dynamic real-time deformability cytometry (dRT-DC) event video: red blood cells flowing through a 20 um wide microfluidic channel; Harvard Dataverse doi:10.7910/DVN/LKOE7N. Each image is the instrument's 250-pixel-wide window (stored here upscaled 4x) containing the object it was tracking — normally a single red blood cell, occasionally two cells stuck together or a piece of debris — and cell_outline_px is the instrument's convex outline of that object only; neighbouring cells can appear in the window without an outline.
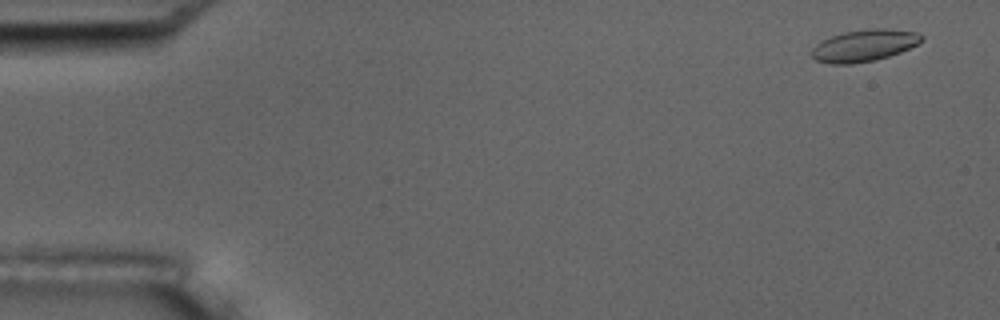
{"species": "common noctule bat (a hibernating species)", "species_latin": "Nyctalus noctula", "temperature_condition": "room temperature", "stored_images_in_passage": 5, "camera_frame_rate_fps": 3000, "um_per_image_px": 0.085, "animal": {"sex": "male", "body_mass_g": 17.5, "forearm_length_mm": 52.3}, "frame": {"image": 1, "passage_image": 1, "time_ms": 0.0, "image_size_px": [1000, 320], "cell_outline_px": [[924, 40], [900, 52], [876, 60], [852, 64], [832, 64], [816, 60], [812, 56], [812, 48], [816, 44], [832, 36], [844, 32], [872, 28], [884, 28], [916, 32], [924, 36]], "centroid_in_image_um": [73.46, 3.87], "position_along_channel_um": 11.5, "area_um2": 20.23}}
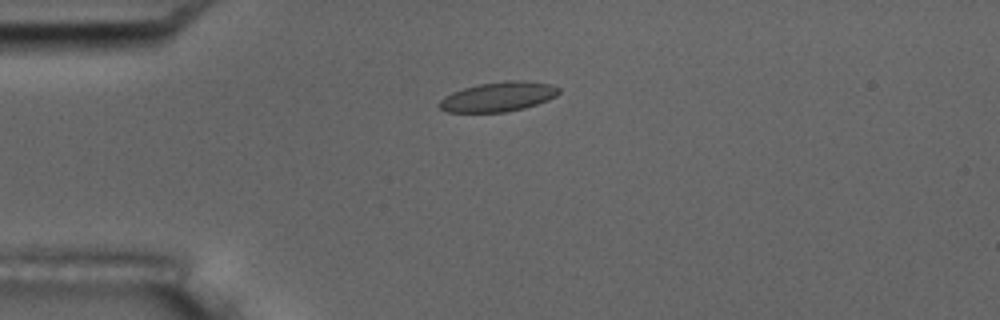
{"frame": {"image": 2, "passage_image": 4, "time_ms": 3.667, "image_size_px": [1000, 320], "cell_outline_px": [[560, 92], [556, 96], [548, 100], [524, 108], [504, 112], [448, 112], [440, 108], [436, 104], [444, 96], [452, 92], [476, 84], [504, 80], [524, 80], [552, 84], [560, 88]], "centroid_in_image_um": [42.35, 8.21], "position_along_channel_um": 42.6, "area_um2": 20.87}}